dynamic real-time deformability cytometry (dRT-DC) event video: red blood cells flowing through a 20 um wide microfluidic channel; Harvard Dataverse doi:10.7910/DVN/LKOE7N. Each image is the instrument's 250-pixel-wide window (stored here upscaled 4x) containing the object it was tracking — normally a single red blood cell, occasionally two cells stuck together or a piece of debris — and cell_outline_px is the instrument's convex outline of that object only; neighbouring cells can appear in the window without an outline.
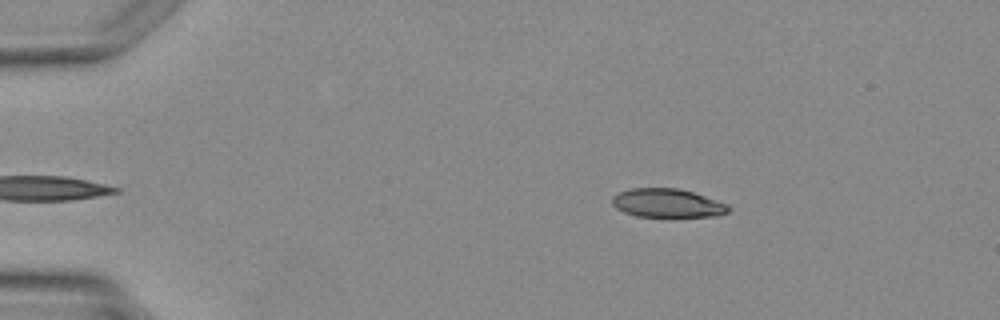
{"species": "Egyptian fruit bat (a non-hibernating species)", "species_latin": "Rousettus aegyptiacus", "temperature_condition": "warm", "stored_images_in_passage": 3, "camera_frame_rate_fps": 3000, "um_per_image_px": 0.085, "animal": {"sex": "female"}, "frame": {"image": 1, "passage_image": 3, "time_ms": 2.333, "image_size_px": [1000, 320], "cell_outline_px": [[732, 208], [728, 212], [720, 216], [636, 216], [624, 212], [616, 208], [612, 204], [612, 196], [616, 192], [632, 188], [680, 188], [728, 204]], "centroid_in_image_um": [56.71, 17.26], "position_along_channel_um": 28.3, "area_um2": 19.48}}